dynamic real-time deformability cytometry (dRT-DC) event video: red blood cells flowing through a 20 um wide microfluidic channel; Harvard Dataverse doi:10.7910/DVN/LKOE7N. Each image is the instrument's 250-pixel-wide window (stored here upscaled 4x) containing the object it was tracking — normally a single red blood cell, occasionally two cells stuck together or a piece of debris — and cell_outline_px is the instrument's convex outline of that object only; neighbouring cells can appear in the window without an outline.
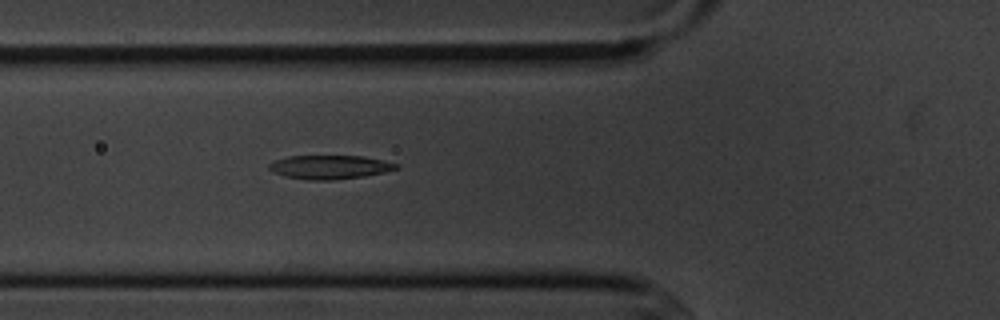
{"species": "common noctule bat (a hibernating species)", "species_latin": "Nyctalus noctula", "temperature_condition": "cold", "stored_images_in_passage": 2, "camera_frame_rate_fps": 3000, "um_per_image_px": 0.085, "animal": {"sex": "male", "body_mass_g": 20.1, "forearm_length_mm": 53.5}, "frame": {"image": 1, "passage_image": 2, "time_ms": 1.0, "image_size_px": [1000, 320], "cell_outline_px": [[400, 168], [384, 172], [364, 176], [332, 180], [308, 180], [284, 176], [272, 172], [268, 168], [268, 164], [272, 160], [288, 156], [364, 156], [400, 164]], "centroid_in_image_um": [28.0, 14.2], "position_along_channel_um": 97.8, "area_um2": 17.8}}